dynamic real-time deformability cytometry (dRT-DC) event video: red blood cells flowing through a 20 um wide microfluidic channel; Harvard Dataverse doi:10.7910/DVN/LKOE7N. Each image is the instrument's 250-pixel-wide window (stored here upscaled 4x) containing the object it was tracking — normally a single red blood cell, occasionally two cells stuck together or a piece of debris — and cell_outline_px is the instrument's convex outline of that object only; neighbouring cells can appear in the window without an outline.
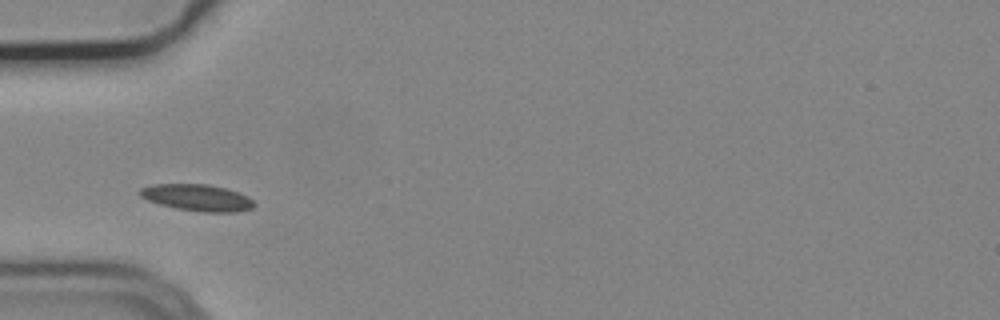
{"species": "common noctule bat (a hibernating species)", "species_latin": "Nyctalus noctula", "temperature_condition": "cold", "stored_images_in_passage": 8, "camera_frame_rate_fps": 3000, "um_per_image_px": 0.085, "animal": {"sex": "male", "body_mass_g": 19.2, "forearm_length_mm": 51.8}, "frame": {"image": 1, "passage_image": 4, "time_ms": 1.0, "image_size_px": [1000, 320], "cell_outline_px": [[256, 204], [252, 208], [236, 212], [204, 212], [176, 208], [160, 204], [148, 200], [140, 196], [136, 192], [140, 188], [152, 184], [208, 184], [224, 188], [248, 196]], "centroid_in_image_um": [16.73, 16.79], "position_along_channel_um": 68.3, "area_um2": 17.69}}
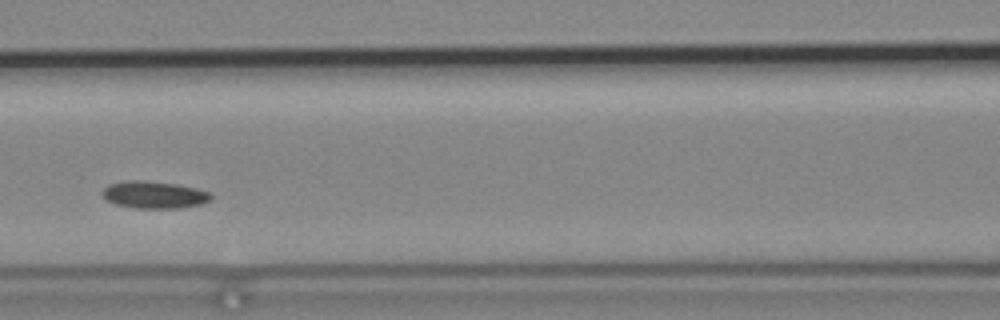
{"frame": {"image": 2, "passage_image": 6, "time_ms": 1.667, "image_size_px": [1000, 320], "cell_outline_px": [[212, 200], [200, 204], [180, 208], [136, 208], [116, 204], [108, 200], [100, 192], [108, 184], [124, 180], [144, 180], [176, 184], [196, 188], [208, 192], [212, 196]], "centroid_in_image_um": [13.09, 16.54], "position_along_channel_um": 153.5, "area_um2": 17.22}}
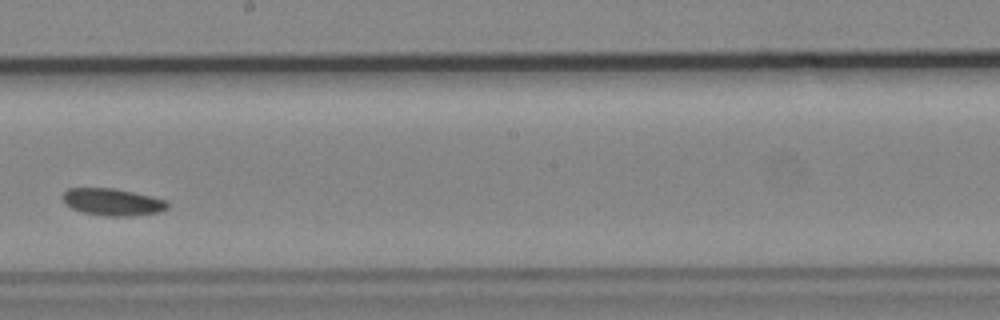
{"frame": {"image": 3, "passage_image": 8, "time_ms": 2.333, "image_size_px": [1000, 320], "cell_outline_px": [[168, 208], [160, 212], [132, 216], [104, 216], [84, 212], [72, 208], [60, 196], [68, 188], [116, 188], [152, 196], [168, 200]], "centroid_in_image_um": [9.61, 17.16], "position_along_channel_um": 238.6, "area_um2": 16.65}}